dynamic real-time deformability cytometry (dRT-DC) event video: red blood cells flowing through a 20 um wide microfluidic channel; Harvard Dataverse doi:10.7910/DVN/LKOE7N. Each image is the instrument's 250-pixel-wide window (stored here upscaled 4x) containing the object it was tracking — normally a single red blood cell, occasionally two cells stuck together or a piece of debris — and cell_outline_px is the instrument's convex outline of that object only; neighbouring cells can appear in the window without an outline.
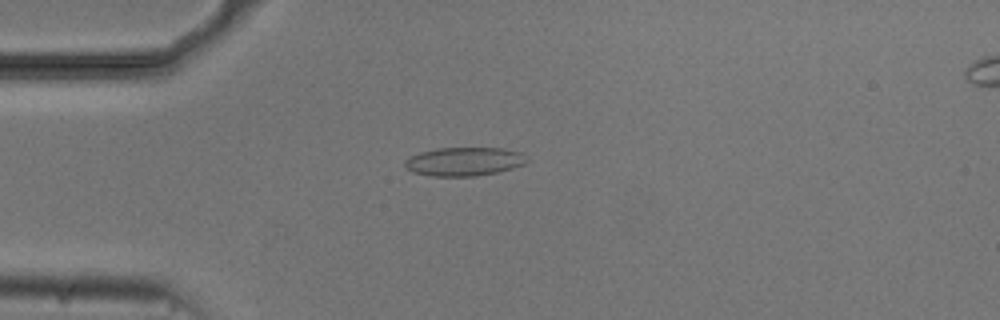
{"species": "common noctule bat (a hibernating species)", "species_latin": "Nyctalus noctula", "temperature_condition": "cold", "stored_images_in_passage": 54, "camera_frame_rate_fps": 3000, "um_per_image_px": 0.085, "animal": {"sex": "male", "body_mass_g": 20.5, "forearm_length_mm": 52.5}, "frame": {"image": 1, "passage_image": 14, "time_ms": 4.333, "image_size_px": [1000, 320], "cell_outline_px": [[528, 160], [524, 164], [512, 168], [496, 172], [476, 176], [428, 176], [412, 172], [404, 164], [404, 160], [408, 156], [420, 152], [436, 148], [504, 148], [520, 152]], "centroid_in_image_um": [39.4, 13.73], "position_along_channel_um": 45.6, "area_um2": 20.4}}
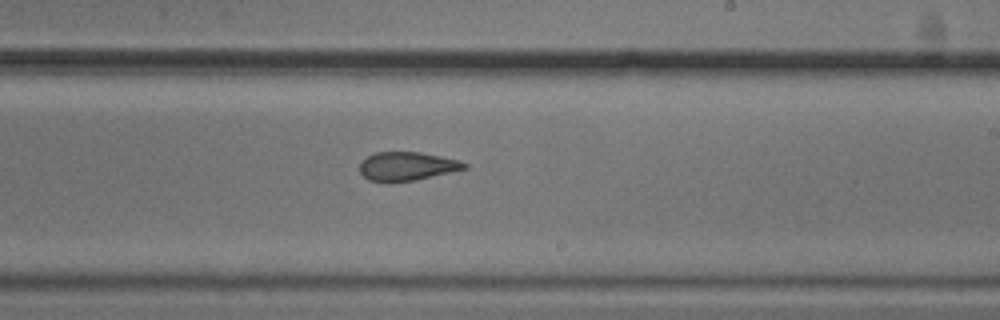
{"frame": {"image": 2, "passage_image": 32, "time_ms": 10.333, "image_size_px": [1000, 320], "cell_outline_px": [[468, 168], [416, 180], [368, 180], [360, 172], [360, 164], [368, 156], [376, 152], [420, 152], [460, 160], [468, 164]], "centroid_in_image_um": [34.65, 14.11], "position_along_channel_um": 254.4, "area_um2": 17.05}}
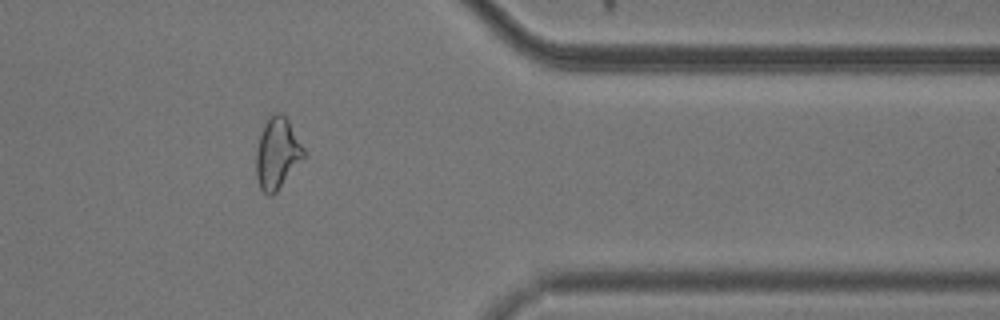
{"frame": {"image": 3, "passage_image": 44, "time_ms": 14.333, "image_size_px": [1000, 320], "cell_outline_px": [[304, 156], [276, 192], [272, 196], [268, 196], [260, 188], [256, 176], [256, 152], [260, 136], [264, 124], [268, 116], [272, 112], [280, 112], [288, 120], [304, 148]], "centroid_in_image_um": [23.54, 13.02], "position_along_channel_um": 387.9, "area_um2": 19.48}, "authors_computed_cell_mechanics": {"area_um2": 19.9121, "velocity_mm_per_s": 3.7417, "shape_relaxation_time_tau1_ms": null, "shape_relaxation_time_tau2_ms": 2.5443, "deformation_change_tau1": null, "deformation_change_tau2": 0.0695}}